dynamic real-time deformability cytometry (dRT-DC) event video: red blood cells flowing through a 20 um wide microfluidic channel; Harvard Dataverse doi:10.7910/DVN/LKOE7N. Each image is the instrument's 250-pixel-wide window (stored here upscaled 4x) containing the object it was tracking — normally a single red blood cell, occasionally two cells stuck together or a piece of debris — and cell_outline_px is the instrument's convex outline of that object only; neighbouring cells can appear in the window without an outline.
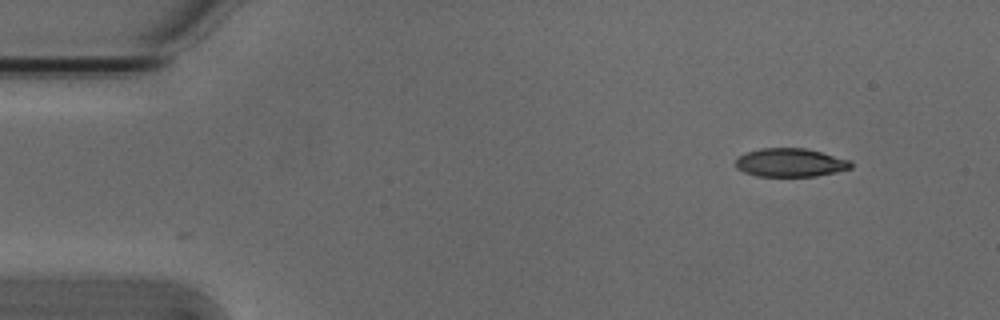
{"species": "Egyptian fruit bat (a non-hibernating species)", "species_latin": "Rousettus aegyptiacus", "temperature_condition": "cold", "stored_images_in_passage": 49, "camera_frame_rate_fps": 3000, "um_per_image_px": 0.085, "animal": {"sex": "male"}, "frame": {"image": 1, "passage_image": 1, "time_ms": 0.0, "image_size_px": [1000, 320], "cell_outline_px": [[852, 168], [836, 172], [816, 176], [756, 176], [744, 172], [736, 168], [736, 160], [740, 156], [748, 152], [760, 148], [804, 148], [820, 152], [848, 160], [852, 164]], "centroid_in_image_um": [67.16, 13.83], "position_along_channel_um": 17.8, "area_um2": 18.9}}
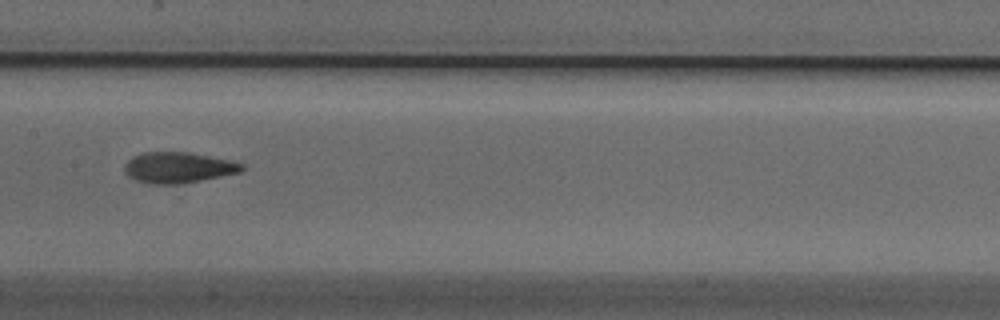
{"frame": {"image": 2, "passage_image": 22, "time_ms": 7.0, "image_size_px": [1000, 320], "cell_outline_px": [[244, 168], [240, 172], [180, 184], [148, 184], [136, 180], [128, 176], [124, 172], [124, 164], [132, 156], [140, 152], [188, 152], [232, 160], [244, 164]], "centroid_in_image_um": [15.11, 14.23], "position_along_channel_um": 192.3, "area_um2": 21.21}}
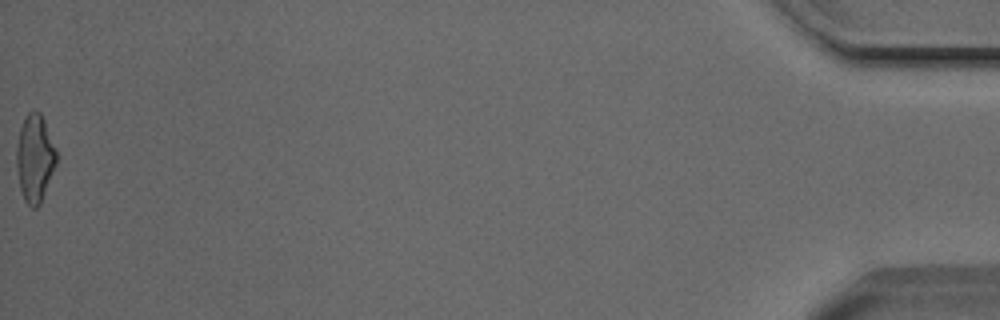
{"frame": {"image": 3, "passage_image": 49, "time_ms": 16.0, "image_size_px": [1000, 320], "cell_outline_px": [[56, 164], [40, 204], [36, 208], [32, 208], [24, 200], [20, 192], [16, 164], [16, 148], [20, 128], [28, 112], [32, 108], [36, 108], [40, 112], [44, 120], [56, 148]], "centroid_in_image_um": [2.95, 13.43], "position_along_channel_um": 432.3, "area_um2": 20.46}, "authors_computed_cell_mechanics": {"area_um2": 20.23, "velocity_mm_per_s": 3.8418, "shape_relaxation_time_tau1_ms": 4.4675, "shape_relaxation_time_tau2_ms": 2.4684, "deformation_change_tau1": 0.1547, "deformation_change_tau2": 0.0973}}